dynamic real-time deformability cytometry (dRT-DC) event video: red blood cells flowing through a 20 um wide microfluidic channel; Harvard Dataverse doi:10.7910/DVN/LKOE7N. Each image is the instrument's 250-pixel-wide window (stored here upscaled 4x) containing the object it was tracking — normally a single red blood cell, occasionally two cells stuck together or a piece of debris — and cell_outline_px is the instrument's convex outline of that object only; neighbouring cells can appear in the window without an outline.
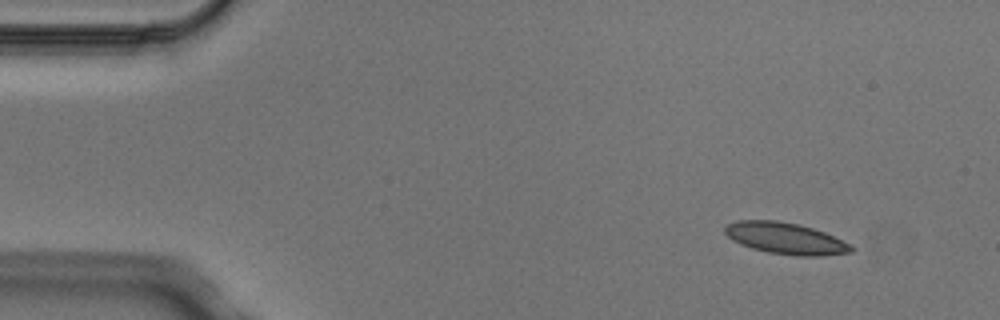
{"species": "Egyptian fruit bat (a non-hibernating species)", "species_latin": "Rousettus aegyptiacus", "temperature_condition": "cold", "stored_images_in_passage": 6, "camera_frame_rate_fps": 3000, "um_per_image_px": 0.085, "animal": {"sex": "male"}, "frame": {"image": 1, "passage_image": 1, "time_ms": 0.0, "image_size_px": [1000, 320], "cell_outline_px": [[856, 248], [852, 252], [824, 256], [796, 256], [768, 252], [752, 248], [740, 244], [732, 240], [724, 232], [724, 228], [728, 224], [736, 220], [776, 220], [800, 224], [824, 232], [852, 244]], "centroid_in_image_um": [66.8, 20.26], "position_along_channel_um": 18.2, "area_um2": 23.41}}
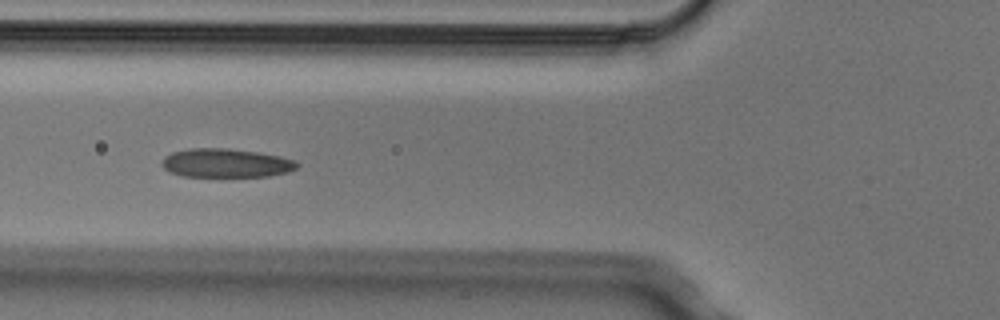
{"frame": {"image": 2, "passage_image": 4, "time_ms": 1.0, "image_size_px": [1000, 320], "cell_outline_px": [[300, 164], [296, 168], [288, 172], [268, 176], [184, 176], [168, 172], [160, 164], [160, 160], [164, 156], [172, 152], [188, 148], [228, 148], [260, 152], [280, 156], [296, 160]], "centroid_in_image_um": [19.19, 13.85], "position_along_channel_um": 106.6, "area_um2": 22.95}}
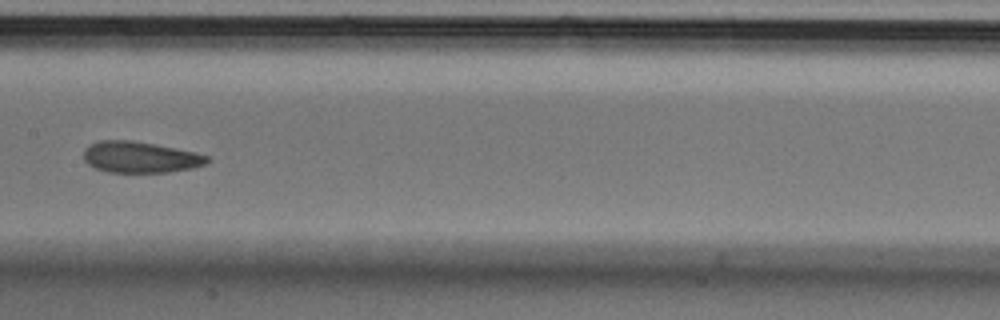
{"frame": {"image": 3, "passage_image": 6, "time_ms": 1.667, "image_size_px": [1000, 320], "cell_outline_px": [[212, 160], [208, 164], [192, 168], [168, 172], [108, 172], [96, 168], [88, 164], [84, 160], [84, 148], [100, 140], [132, 140], [196, 152], [208, 156]], "centroid_in_image_um": [11.95, 13.36], "position_along_channel_um": 195.4, "area_um2": 22.48}}